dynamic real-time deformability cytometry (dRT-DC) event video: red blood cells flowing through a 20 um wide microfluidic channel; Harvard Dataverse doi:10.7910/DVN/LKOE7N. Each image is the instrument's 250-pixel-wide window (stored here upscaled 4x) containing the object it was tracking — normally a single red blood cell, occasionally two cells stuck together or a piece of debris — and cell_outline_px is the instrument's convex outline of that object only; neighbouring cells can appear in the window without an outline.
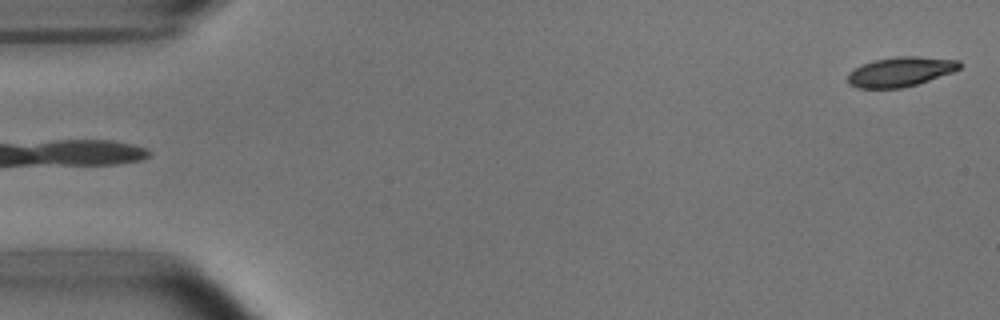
{"species": "common noctule bat (a hibernating species)", "species_latin": "Nyctalus noctula", "temperature_condition": "room temperature", "stored_images_in_passage": 4, "segment_of_instrument_passage": [2, 2], "camera_frame_rate_fps": 3000, "um_per_image_px": 0.085, "animal": {"sex": "male", "body_mass_g": 15.6}, "frame": {"image": 1, "passage_image": 4, "time_ms": 3.333, "image_size_px": [1000, 320], "cell_outline_px": [[960, 68], [952, 72], [916, 84], [900, 88], [856, 88], [848, 84], [848, 72], [872, 60], [896, 56], [920, 56], [960, 60]], "centroid_in_image_um": [76.52, 6.09], "position_along_channel_um": 8.5, "area_um2": 19.25}}